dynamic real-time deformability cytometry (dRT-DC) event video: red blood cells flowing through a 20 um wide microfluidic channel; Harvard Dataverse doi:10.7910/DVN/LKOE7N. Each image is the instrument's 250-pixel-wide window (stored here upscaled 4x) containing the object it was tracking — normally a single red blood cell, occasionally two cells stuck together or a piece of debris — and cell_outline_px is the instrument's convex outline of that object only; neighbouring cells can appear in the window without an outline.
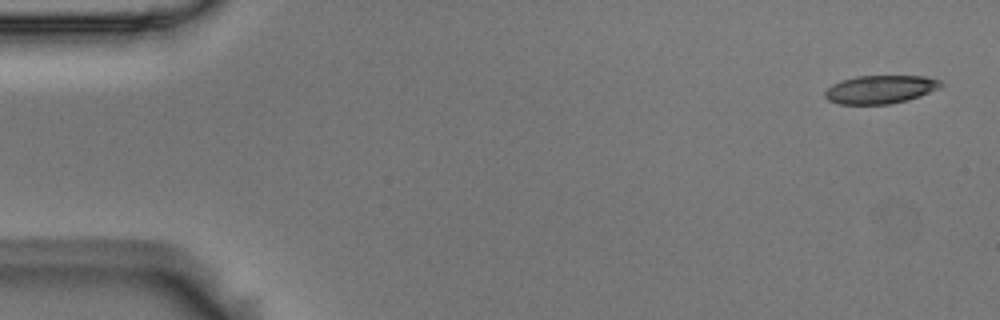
{"species": "Egyptian fruit bat (a non-hibernating species)", "species_latin": "Rousettus aegyptiacus", "temperature_condition": "room temperature", "stored_images_in_passage": 5, "camera_frame_rate_fps": 3000, "um_per_image_px": 0.085, "animal": {"sex": "male"}, "frame": {"image": 1, "passage_image": 1, "time_ms": 0.0, "image_size_px": [1000, 320], "cell_outline_px": [[944, 84], [940, 88], [920, 96], [908, 100], [888, 104], [840, 104], [828, 100], [824, 96], [824, 92], [832, 84], [840, 80], [856, 76], [924, 76], [940, 80]], "centroid_in_image_um": [74.83, 7.59], "position_along_channel_um": 10.2, "area_um2": 19.19}}
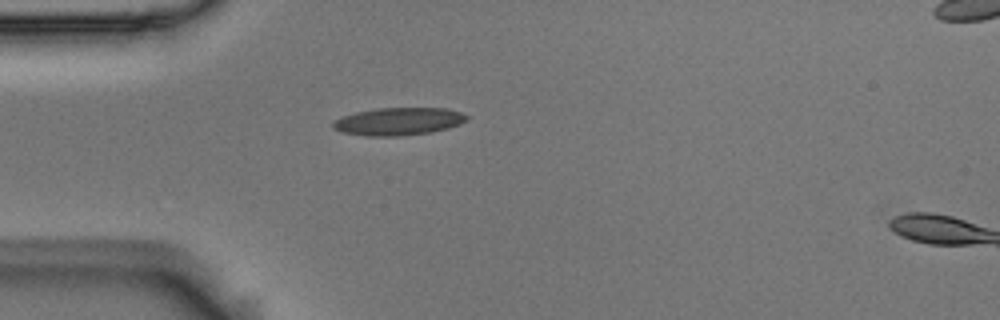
{"frame": {"image": 2, "passage_image": 4, "time_ms": 1.0, "image_size_px": [1000, 320], "cell_outline_px": [[468, 120], [460, 124], [448, 128], [432, 132], [400, 136], [364, 136], [340, 132], [332, 128], [332, 124], [336, 120], [344, 116], [356, 112], [376, 108], [444, 108], [460, 112], [468, 116]], "centroid_in_image_um": [33.87, 10.33], "position_along_channel_um": 51.1, "area_um2": 21.62}}